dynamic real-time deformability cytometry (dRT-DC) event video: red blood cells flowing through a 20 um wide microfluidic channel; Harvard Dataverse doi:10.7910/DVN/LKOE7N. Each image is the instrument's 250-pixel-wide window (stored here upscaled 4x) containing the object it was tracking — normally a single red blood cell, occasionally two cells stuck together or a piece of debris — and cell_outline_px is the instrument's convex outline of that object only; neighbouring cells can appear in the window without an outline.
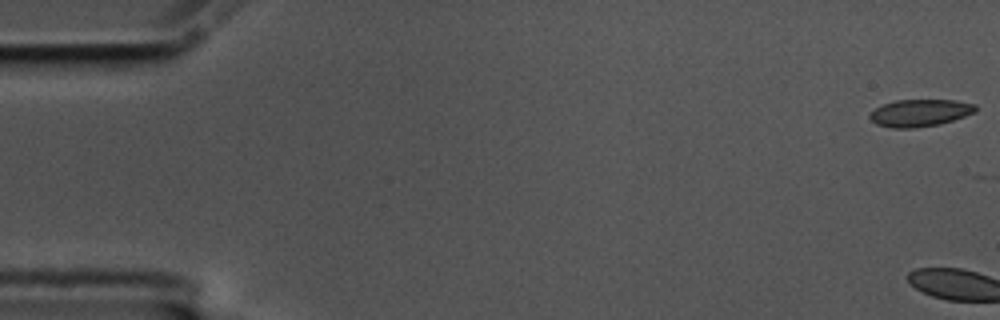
{"species": "common noctule bat (a hibernating species)", "species_latin": "Nyctalus noctula", "temperature_condition": "cold", "stored_images_in_passage": 3, "camera_frame_rate_fps": 3000, "um_per_image_px": 0.085, "animal": {"sex": "male", "body_mass_g": 17.5, "forearm_length_mm": 52.3}, "frame": {"image": 1, "passage_image": 1, "time_ms": 0.0, "image_size_px": [1000, 320], "cell_outline_px": [[976, 112], [940, 124], [916, 128], [888, 128], [876, 124], [868, 116], [868, 112], [884, 104], [896, 100], [956, 100], [976, 104]], "centroid_in_image_um": [78.17, 9.6], "position_along_channel_um": 6.8, "area_um2": 16.88}}